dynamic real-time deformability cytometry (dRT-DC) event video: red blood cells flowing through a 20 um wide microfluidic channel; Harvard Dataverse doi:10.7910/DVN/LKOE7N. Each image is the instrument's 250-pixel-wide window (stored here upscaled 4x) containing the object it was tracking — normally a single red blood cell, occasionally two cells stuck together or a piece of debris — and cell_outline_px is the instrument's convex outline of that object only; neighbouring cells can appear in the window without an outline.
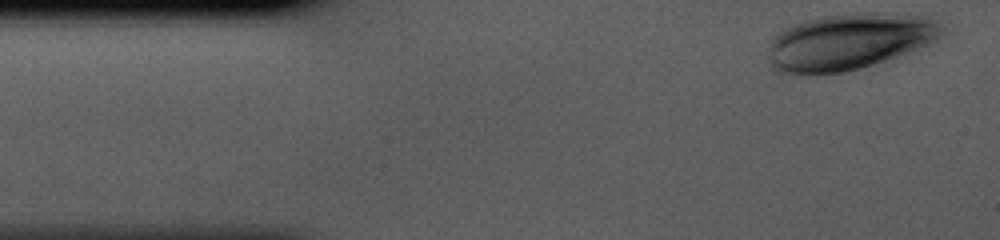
{"species": "human", "species_latin": "Homo sapiens", "temperature_condition": "cold", "stored_images_in_passage": 30, "camera_frame_rate_fps": 3000, "um_per_image_px": 0.085, "donor": {"sex": "male"}, "frame": {"image": 1, "passage_image": 1, "time_ms": 0.0, "image_size_px": [1000, 240], "cell_outline_px": [[944, 32], [936, 40], [920, 48], [860, 68], [844, 72], [808, 76], [784, 76], [772, 72], [768, 60], [768, 48], [772, 40], [784, 28], [792, 24], [808, 20], [828, 16], [856, 12], [884, 12], [928, 16], [940, 24], [944, 28]], "centroid_in_image_um": [72.1, 3.57], "position_along_channel_um": 12.9, "area_um2": 58.09}}
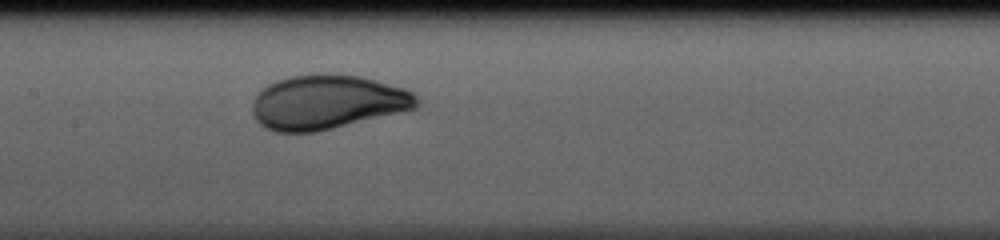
{"frame": {"image": 2, "passage_image": 18, "time_ms": 5.667, "image_size_px": [1000, 240], "cell_outline_px": [[420, 104], [416, 108], [316, 132], [272, 132], [264, 128], [256, 120], [252, 112], [252, 104], [256, 96], [268, 84], [276, 80], [292, 76], [360, 76], [404, 88], [412, 92], [420, 100]], "centroid_in_image_um": [27.8, 8.72], "position_along_channel_um": 179.6, "area_um2": 51.15}}
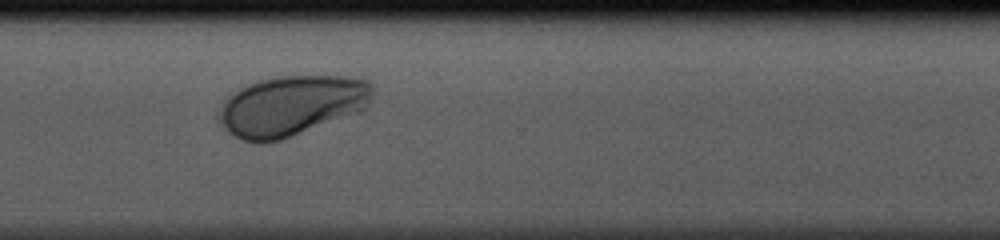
{"frame": {"image": 3, "passage_image": 30, "time_ms": 9.667, "image_size_px": [1000, 240], "cell_outline_px": [[372, 92], [368, 108], [364, 112], [280, 140], [260, 144], [240, 140], [228, 132], [220, 124], [216, 116], [216, 112], [240, 88], [248, 84], [260, 80], [280, 76], [344, 76], [368, 80], [372, 84]], "centroid_in_image_um": [24.82, 9.01], "position_along_channel_um": 345.8, "area_um2": 54.51}}